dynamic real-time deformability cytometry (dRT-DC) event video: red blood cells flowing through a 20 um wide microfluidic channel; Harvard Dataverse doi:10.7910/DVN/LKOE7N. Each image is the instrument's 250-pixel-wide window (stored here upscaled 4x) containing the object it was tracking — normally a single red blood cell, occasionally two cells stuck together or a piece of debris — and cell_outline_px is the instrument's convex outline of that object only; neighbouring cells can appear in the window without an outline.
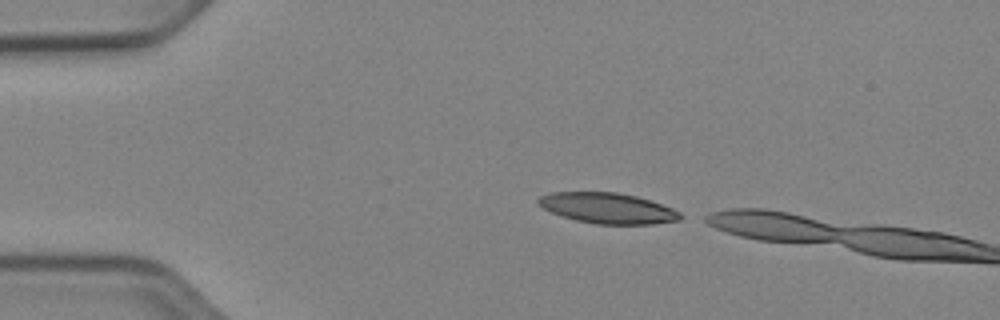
{"species": "Egyptian fruit bat (a non-hibernating species)", "species_latin": "Rousettus aegyptiacus", "temperature_condition": "cold", "stored_images_in_passage": 3, "camera_frame_rate_fps": 3000, "um_per_image_px": 0.085, "animal": {"sex": "female"}, "frame": {"image": 1, "passage_image": 1, "time_ms": 0.0, "image_size_px": [1000, 320], "cell_outline_px": [[688, 216], [680, 220], [652, 224], [596, 224], [576, 220], [552, 212], [536, 204], [536, 200], [540, 196], [552, 192], [616, 192], [636, 196], [672, 208]], "centroid_in_image_um": [51.68, 17.69], "position_along_channel_um": 33.3, "area_um2": 25.32}}